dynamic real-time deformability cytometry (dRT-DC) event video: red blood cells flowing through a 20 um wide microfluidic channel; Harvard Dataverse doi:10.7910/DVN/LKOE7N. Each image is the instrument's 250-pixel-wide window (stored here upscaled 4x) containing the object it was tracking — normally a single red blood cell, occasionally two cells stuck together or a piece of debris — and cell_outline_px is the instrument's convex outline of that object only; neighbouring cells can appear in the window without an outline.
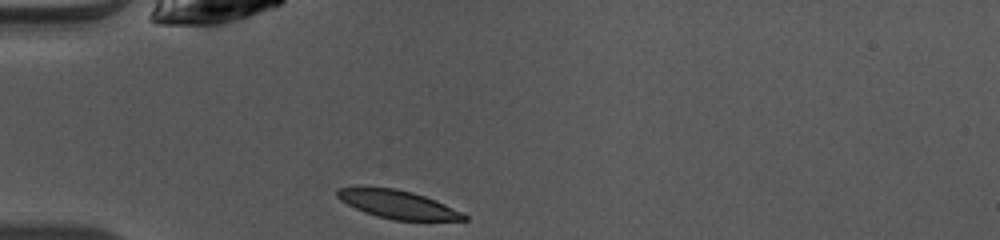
{"species": "common noctule bat (a hibernating species)", "species_latin": "Nyctalus noctula", "temperature_condition": "warm", "stored_images_in_passage": 36, "camera_frame_rate_fps": 3000, "um_per_image_px": 0.085, "animal": {"sex": "female", "body_mass_g": 10.0, "forearm_length_mm": 53.1}, "frame": {"image": 1, "passage_image": 1, "time_ms": 0.0, "image_size_px": [1000, 240], "cell_outline_px": [[468, 220], [392, 220], [376, 216], [364, 212], [340, 200], [336, 196], [336, 188], [396, 188], [412, 192], [436, 200], [464, 212], [468, 216]], "centroid_in_image_um": [33.86, 17.39], "position_along_channel_um": 51.1, "area_um2": 20.69}}
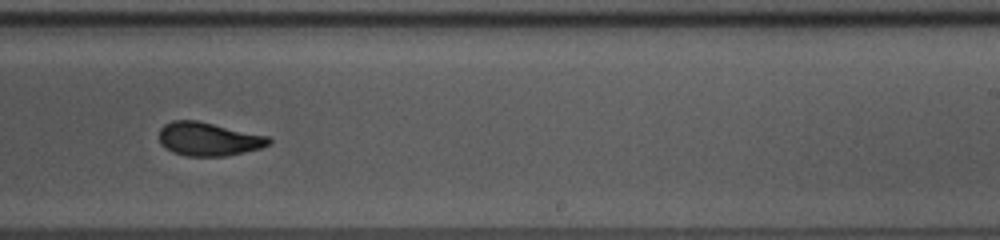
{"frame": {"image": 2, "passage_image": 18, "time_ms": 5.667, "image_size_px": [1000, 240], "cell_outline_px": [[272, 144], [260, 148], [244, 152], [224, 156], [188, 156], [172, 152], [160, 144], [160, 128], [164, 124], [172, 120], [196, 120], [268, 136], [272, 140]], "centroid_in_image_um": [17.72, 11.82], "position_along_channel_um": 271.3, "area_um2": 21.39}}
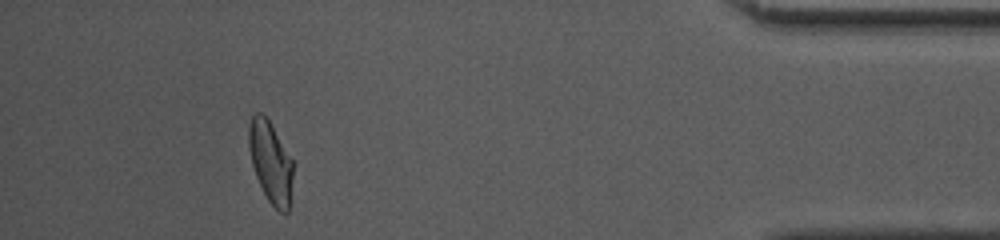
{"frame": {"image": 3, "passage_image": 32, "time_ms": 10.333, "image_size_px": [1000, 240], "cell_outline_px": [[292, 176], [288, 212], [280, 212], [268, 200], [256, 176], [252, 164], [248, 144], [248, 124], [252, 116], [256, 112], [260, 112], [268, 120], [292, 160]], "centroid_in_image_um": [22.97, 13.76], "position_along_channel_um": 412.2, "area_um2": 20.4}, "authors_computed_cell_mechanics": {"area_um2": 21.6172, "velocity_mm_per_s": 4.1051, "shape_relaxation_time_tau1_ms": 3.7659, "shape_relaxation_time_tau2_ms": 1.8357, "deformation_change_tau1": 0.1791, "deformation_change_tau2": 0.0807}}